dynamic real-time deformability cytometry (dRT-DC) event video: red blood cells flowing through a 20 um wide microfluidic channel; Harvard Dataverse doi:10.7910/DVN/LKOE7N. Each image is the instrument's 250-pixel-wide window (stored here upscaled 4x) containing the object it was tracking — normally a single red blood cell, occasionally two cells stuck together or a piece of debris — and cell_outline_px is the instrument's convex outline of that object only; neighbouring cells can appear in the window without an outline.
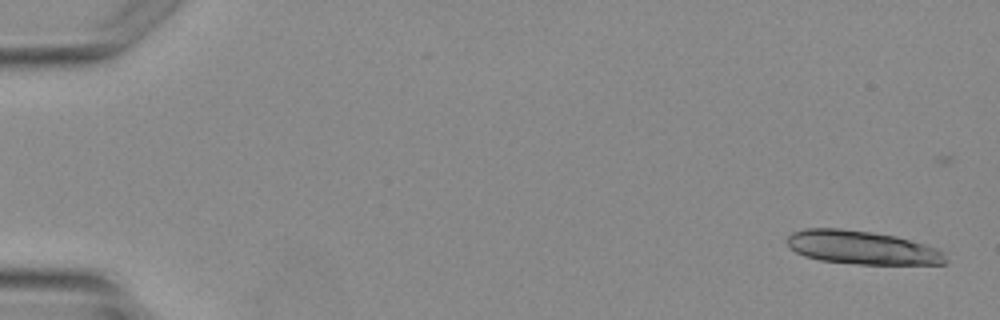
{"species": "Egyptian fruit bat (a non-hibernating species)", "species_latin": "Rousettus aegyptiacus", "temperature_condition": "warm", "stored_images_in_passage": 4, "camera_frame_rate_fps": 3000, "um_per_image_px": 0.085, "animal": {"sex": "female"}, "frame": {"image": 1, "passage_image": 1, "time_ms": 0.0, "image_size_px": [1000, 320], "cell_outline_px": [[948, 260], [944, 264], [860, 264], [820, 260], [804, 256], [796, 252], [788, 244], [788, 236], [792, 232], [804, 228], [840, 228], [872, 232], [896, 236], [924, 244], [936, 248], [944, 252]], "centroid_in_image_um": [73.28, 21.04], "position_along_channel_um": 11.7, "area_um2": 30.87}}
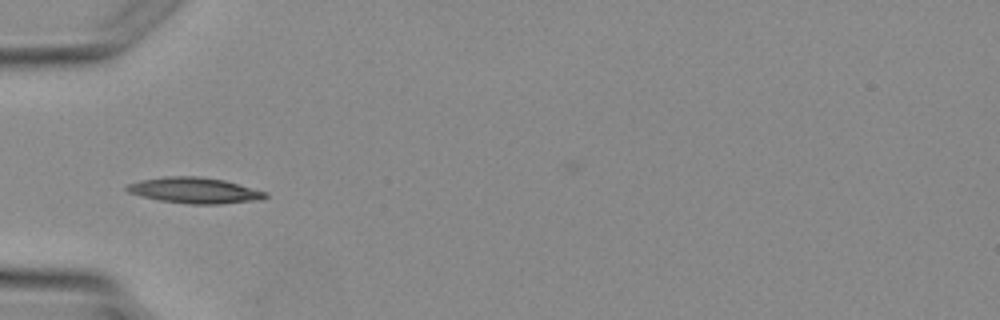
{"frame": {"image": 2, "passage_image": 3, "time_ms": 4.333, "image_size_px": [1000, 320], "cell_outline_px": [[268, 196], [264, 200], [220, 204], [188, 204], [160, 200], [140, 196], [128, 192], [124, 188], [128, 184], [140, 180], [164, 176], [200, 176], [224, 180], [268, 192]], "centroid_in_image_um": [16.57, 16.18], "position_along_channel_um": 68.4, "area_um2": 21.1}}
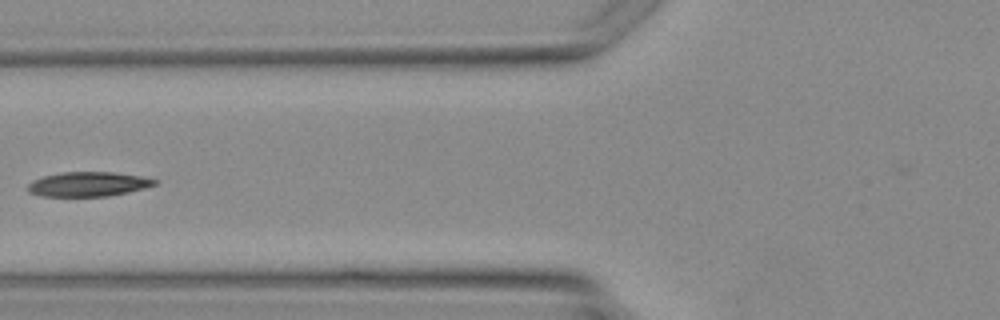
{"frame": {"image": 3, "passage_image": 4, "time_ms": 5.333, "image_size_px": [1000, 320], "cell_outline_px": [[156, 184], [144, 188], [128, 192], [108, 196], [40, 196], [28, 192], [28, 184], [32, 180], [44, 176], [64, 172], [112, 172], [140, 176], [156, 180]], "centroid_in_image_um": [7.46, 15.65], "position_along_channel_um": 118.3, "area_um2": 17.98}}